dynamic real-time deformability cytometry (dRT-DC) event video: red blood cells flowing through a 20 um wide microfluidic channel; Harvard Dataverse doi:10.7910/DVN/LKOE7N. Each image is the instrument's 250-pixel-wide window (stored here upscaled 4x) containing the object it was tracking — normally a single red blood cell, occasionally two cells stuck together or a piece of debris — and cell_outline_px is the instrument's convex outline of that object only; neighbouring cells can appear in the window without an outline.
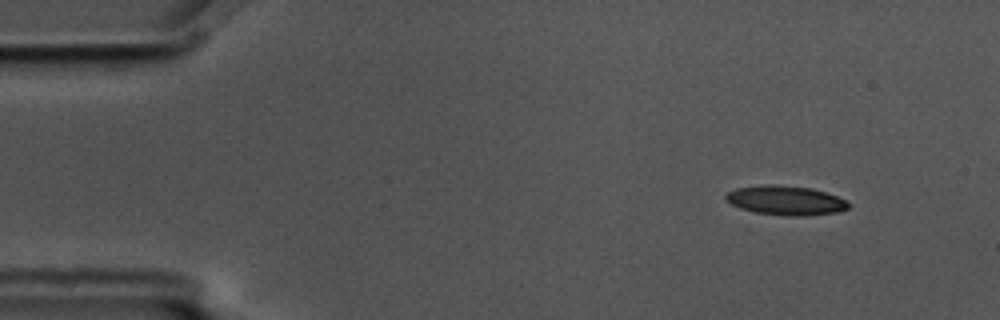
{"species": "common noctule bat (a hibernating species)", "species_latin": "Nyctalus noctula", "temperature_condition": "cold", "stored_images_in_passage": 4, "segment_of_instrument_passage": [2, 2], "camera_frame_rate_fps": 3000, "um_per_image_px": 0.085, "animal": {"sex": "male", "body_mass_g": 17.5, "forearm_length_mm": 52.3}, "frame": {"image": 1, "passage_image": 4, "time_ms": 1.0, "image_size_px": [1000, 320], "cell_outline_px": [[848, 208], [836, 212], [804, 216], [788, 216], [756, 212], [740, 208], [724, 200], [724, 196], [728, 192], [736, 188], [772, 184], [812, 188], [836, 196], [844, 200], [848, 204]], "centroid_in_image_um": [66.74, 17.03], "position_along_channel_um": 18.3, "area_um2": 20.69}}